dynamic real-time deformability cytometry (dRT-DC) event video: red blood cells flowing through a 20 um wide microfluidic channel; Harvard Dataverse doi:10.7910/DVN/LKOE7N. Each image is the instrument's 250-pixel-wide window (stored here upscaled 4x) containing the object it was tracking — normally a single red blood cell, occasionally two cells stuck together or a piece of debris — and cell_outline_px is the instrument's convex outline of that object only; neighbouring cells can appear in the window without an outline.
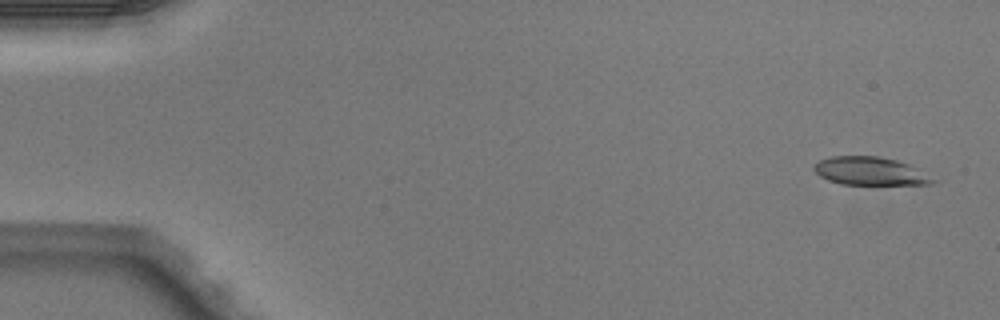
{"species": "Egyptian fruit bat (a non-hibernating species)", "species_latin": "Rousettus aegyptiacus", "temperature_condition": "warm", "stored_images_in_passage": 4, "camera_frame_rate_fps": 3000, "um_per_image_px": 0.085, "animal": {"sex": "male"}, "frame": {"image": 1, "passage_image": 4, "time_ms": 1.0, "image_size_px": [1000, 320], "cell_outline_px": [[940, 180], [932, 184], [840, 184], [828, 180], [820, 176], [812, 168], [820, 160], [832, 156], [876, 156], [896, 160], [908, 164]], "centroid_in_image_um": [73.99, 14.55], "position_along_channel_um": 11.0, "area_um2": 19.42}}